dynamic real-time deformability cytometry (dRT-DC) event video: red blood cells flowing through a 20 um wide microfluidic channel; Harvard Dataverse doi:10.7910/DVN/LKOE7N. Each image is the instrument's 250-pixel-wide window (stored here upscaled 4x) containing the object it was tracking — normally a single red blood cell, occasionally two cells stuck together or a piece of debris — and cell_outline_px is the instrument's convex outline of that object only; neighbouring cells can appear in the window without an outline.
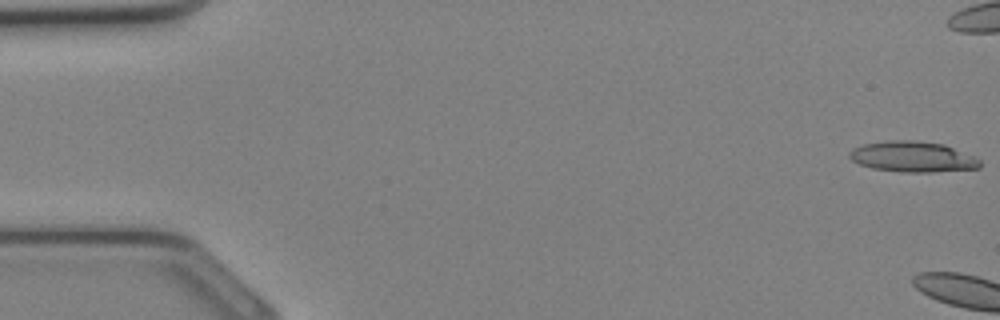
{"species": "Egyptian fruit bat (a non-hibernating species)", "species_latin": "Rousettus aegyptiacus", "temperature_condition": "cold", "stored_images_in_passage": 3, "camera_frame_rate_fps": 3000, "um_per_image_px": 0.085, "animal": {"sex": "female"}, "frame": {"image": 1, "passage_image": 1, "time_ms": 0.0, "image_size_px": [1000, 320], "cell_outline_px": [[980, 168], [932, 172], [900, 172], [872, 168], [860, 164], [852, 160], [848, 156], [848, 152], [852, 148], [864, 144], [888, 140], [916, 140], [944, 144], [972, 156], [980, 160]], "centroid_in_image_um": [77.54, 13.32], "position_along_channel_um": 7.5, "area_um2": 23.29}}